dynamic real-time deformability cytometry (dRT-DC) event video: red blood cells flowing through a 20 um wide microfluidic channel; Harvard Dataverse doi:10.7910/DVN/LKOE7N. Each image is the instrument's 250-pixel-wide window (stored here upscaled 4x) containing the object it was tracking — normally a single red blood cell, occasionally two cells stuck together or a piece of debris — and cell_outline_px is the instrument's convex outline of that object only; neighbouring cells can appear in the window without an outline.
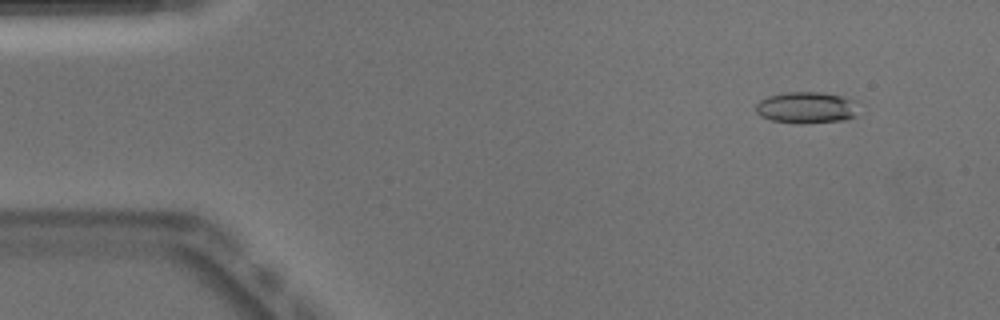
{"species": "Egyptian fruit bat (a non-hibernating species)", "species_latin": "Rousettus aegyptiacus", "temperature_condition": "warm", "stored_images_in_passage": 51, "camera_frame_rate_fps": 3000, "um_per_image_px": 0.085, "animal": {"sex": "male"}, "frame": {"image": 1, "passage_image": 5, "time_ms": 1.333, "image_size_px": [1000, 320], "cell_outline_px": [[856, 116], [844, 120], [796, 124], [772, 120], [760, 116], [756, 112], [756, 104], [760, 100], [768, 96], [784, 92], [820, 92], [840, 96], [856, 100]], "centroid_in_image_um": [68.53, 9.15], "position_along_channel_um": 16.5, "area_um2": 18.9}}
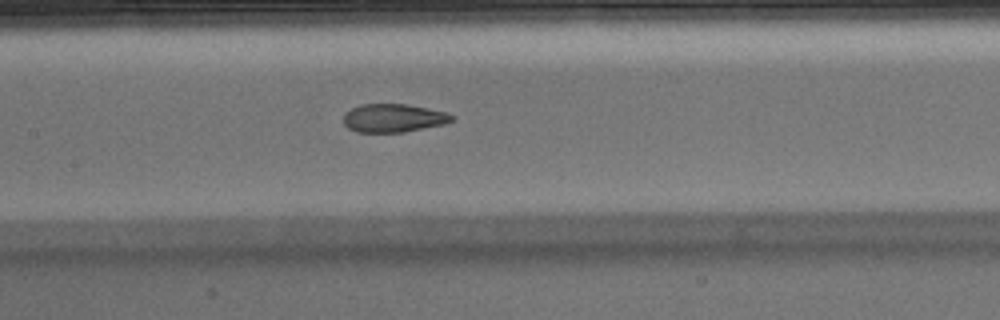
{"frame": {"image": 2, "passage_image": 24, "time_ms": 7.667, "image_size_px": [1000, 320], "cell_outline_px": [[456, 116], [452, 120], [444, 124], [404, 132], [356, 132], [348, 128], [344, 124], [344, 112], [360, 104], [408, 104], [428, 108], [444, 112]], "centroid_in_image_um": [33.42, 10.03], "position_along_channel_um": 174.0, "area_um2": 17.92}}
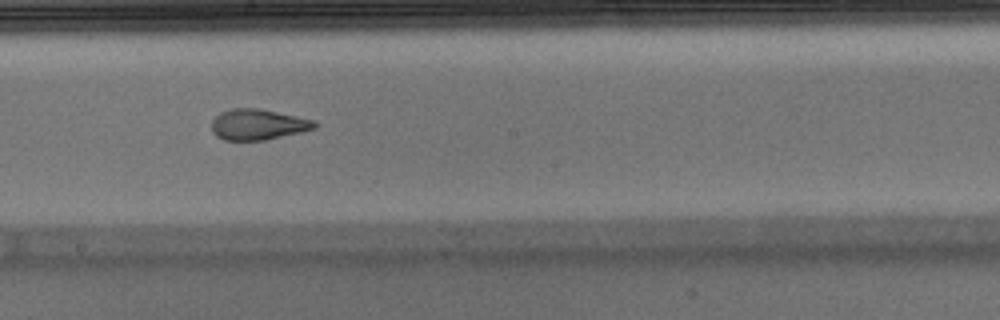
{"frame": {"image": 3, "passage_image": 28, "time_ms": 9.0, "image_size_px": [1000, 320], "cell_outline_px": [[320, 124], [316, 128], [268, 140], [224, 140], [216, 136], [212, 132], [212, 120], [220, 112], [232, 108], [260, 108], [316, 120]], "centroid_in_image_um": [21.96, 10.58], "position_along_channel_um": 226.2, "area_um2": 18.73}, "authors_computed_cell_mechanics": {"area_um2": 18.9006, "velocity_mm_per_s": 3.9299, "shape_relaxation_time_tau1_ms": null, "shape_relaxation_time_tau2_ms": 1.5829, "deformation_change_tau1": null, "deformation_change_tau2": 0.0843}}